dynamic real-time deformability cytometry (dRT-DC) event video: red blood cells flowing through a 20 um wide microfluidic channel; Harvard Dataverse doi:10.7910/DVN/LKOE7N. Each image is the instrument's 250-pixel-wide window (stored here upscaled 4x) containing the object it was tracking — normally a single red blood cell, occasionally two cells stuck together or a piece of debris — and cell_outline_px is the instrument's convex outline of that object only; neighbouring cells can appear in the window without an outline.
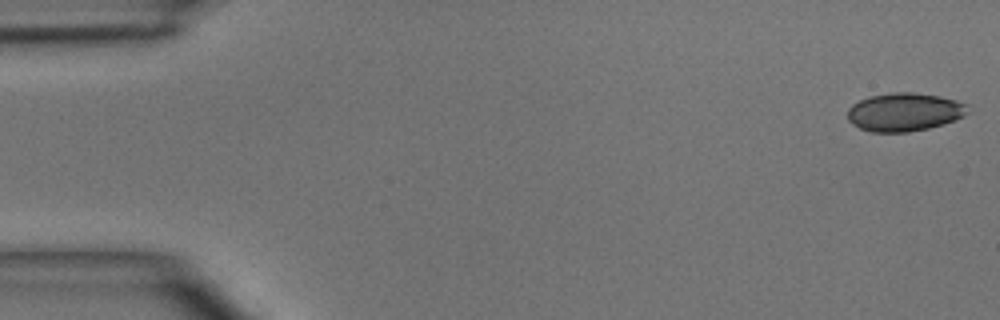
{"species": "common noctule bat (a hibernating species)", "species_latin": "Nyctalus noctula", "temperature_condition": "room temperature", "stored_images_in_passage": 8, "camera_frame_rate_fps": 3000, "um_per_image_px": 0.085, "animal": {"sex": "male", "body_mass_g": 15.6}, "frame": {"image": 1, "passage_image": 1, "time_ms": 0.0, "image_size_px": [1000, 320], "cell_outline_px": [[968, 112], [964, 116], [956, 120], [944, 124], [928, 128], [908, 132], [872, 132], [860, 128], [852, 124], [848, 120], [848, 108], [852, 104], [868, 96], [892, 92], [912, 92], [940, 96], [956, 100], [968, 104]], "centroid_in_image_um": [76.88, 9.52], "position_along_channel_um": 8.1, "area_um2": 27.05}}
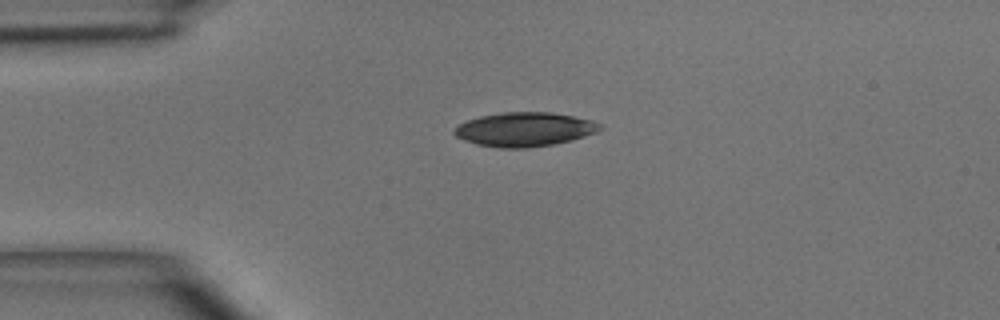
{"frame": {"image": 2, "passage_image": 4, "time_ms": 3.333, "image_size_px": [1000, 320], "cell_outline_px": [[600, 128], [596, 132], [572, 140], [556, 144], [528, 148], [500, 148], [476, 144], [464, 140], [456, 136], [452, 132], [460, 124], [468, 120], [480, 116], [504, 112], [552, 112], [592, 120], [600, 124]], "centroid_in_image_um": [44.58, 11.0], "position_along_channel_um": 40.4, "area_um2": 28.84}}
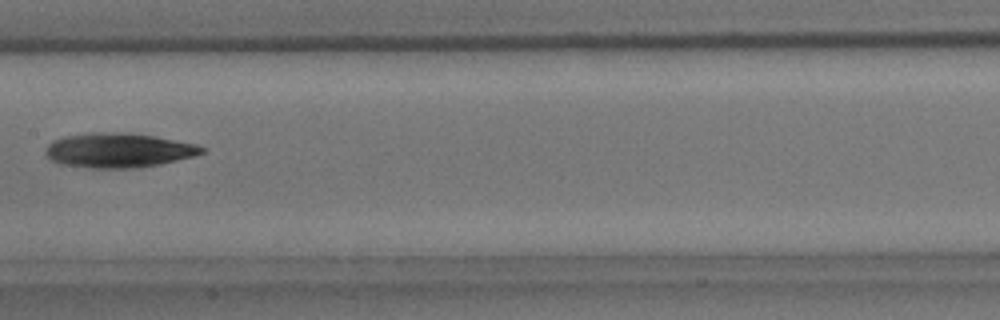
{"frame": {"image": 3, "passage_image": 8, "time_ms": 7.667, "image_size_px": [1000, 320], "cell_outline_px": [[204, 152], [196, 156], [160, 164], [140, 168], [92, 168], [60, 164], [52, 160], [44, 152], [48, 144], [52, 140], [64, 136], [92, 132], [128, 132], [152, 136], [196, 144], [204, 148]], "centroid_in_image_um": [10.06, 12.77], "position_along_channel_um": 197.3, "area_um2": 31.56}}